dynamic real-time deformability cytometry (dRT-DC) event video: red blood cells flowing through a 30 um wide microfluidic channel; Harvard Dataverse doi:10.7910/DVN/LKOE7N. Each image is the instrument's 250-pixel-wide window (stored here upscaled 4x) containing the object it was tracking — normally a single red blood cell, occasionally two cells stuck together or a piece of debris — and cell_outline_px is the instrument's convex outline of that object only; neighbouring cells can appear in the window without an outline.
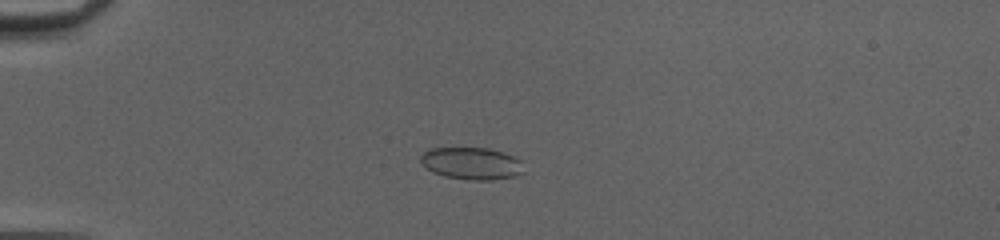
{"species": "common noctule bat (a hibernating species)", "species_latin": "Nyctalus noctula", "temperature_condition": "cold", "stored_images_in_passage": 51, "camera_frame_rate_fps": 3000, "um_per_image_px": 0.085, "animal": {"sex": "female", "body_mass_g": 20.0, "forearm_length_mm": 54.0}, "frame": {"image": 1, "passage_image": 15, "time_ms": 4.667, "image_size_px": [1000, 240], "cell_outline_px": [[524, 172], [512, 176], [492, 180], [468, 180], [444, 176], [432, 172], [420, 164], [420, 156], [428, 148], [488, 148], [504, 152], [520, 160]], "centroid_in_image_um": [40.03, 13.89], "position_along_channel_um": 45.0, "area_um2": 19.42}}
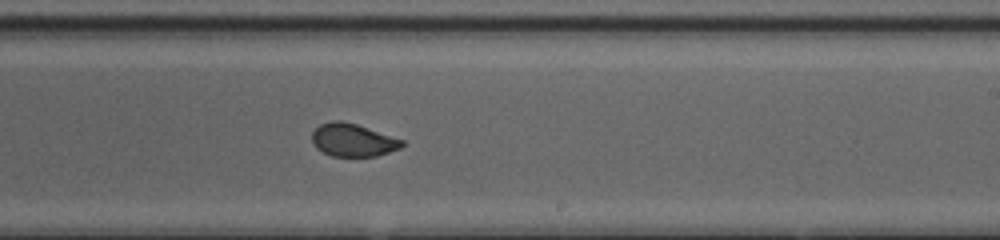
{"frame": {"image": 2, "passage_image": 33, "time_ms": 10.667, "image_size_px": [1000, 240], "cell_outline_px": [[404, 144], [400, 148], [376, 156], [332, 156], [316, 148], [312, 144], [312, 132], [320, 124], [332, 120], [340, 120], [356, 124], [404, 140]], "centroid_in_image_um": [29.97, 11.9], "position_along_channel_um": 259.0, "area_um2": 17.17}}
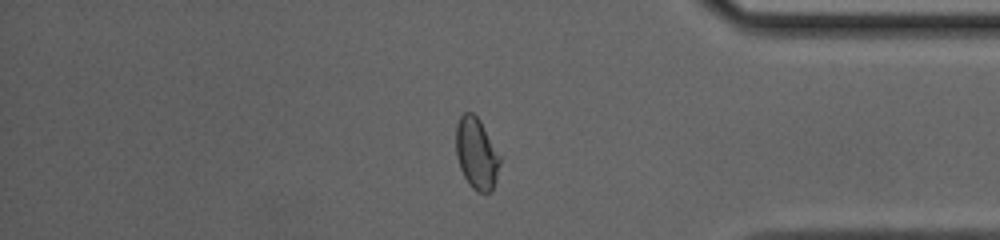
{"frame": {"image": 3, "passage_image": 44, "time_ms": 14.333, "image_size_px": [1000, 240], "cell_outline_px": [[500, 164], [496, 180], [492, 192], [476, 192], [468, 184], [460, 168], [456, 156], [456, 124], [460, 116], [464, 112], [472, 112], [480, 120], [500, 156]], "centroid_in_image_um": [40.49, 13.06], "position_along_channel_um": 394.7, "area_um2": 18.38}}